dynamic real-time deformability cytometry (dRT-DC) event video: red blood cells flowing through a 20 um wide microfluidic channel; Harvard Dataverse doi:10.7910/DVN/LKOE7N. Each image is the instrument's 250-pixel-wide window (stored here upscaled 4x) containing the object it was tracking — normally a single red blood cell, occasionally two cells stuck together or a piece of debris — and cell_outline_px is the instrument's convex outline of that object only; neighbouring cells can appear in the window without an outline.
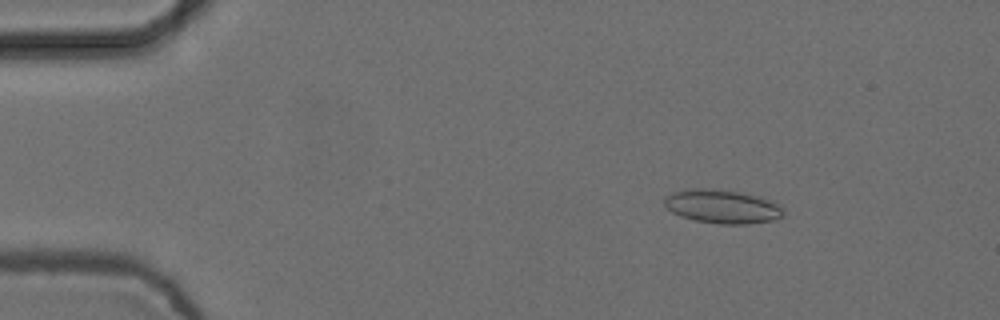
{"species": "common noctule bat (a hibernating species)", "species_latin": "Nyctalus noctula", "temperature_condition": "cold", "stored_images_in_passage": 4, "camera_frame_rate_fps": 3000, "um_per_image_px": 0.085, "animal": {"sex": "female", "body_mass_g": 24.6, "forearm_length_mm": 56.2}, "frame": {"image": 1, "passage_image": 3, "time_ms": 0.667, "image_size_px": [1000, 320], "cell_outline_px": [[784, 216], [776, 220], [748, 224], [720, 224], [696, 220], [680, 216], [672, 212], [664, 204], [664, 196], [672, 192], [684, 188], [712, 188], [744, 192], [760, 196], [772, 200], [780, 204], [784, 208]], "centroid_in_image_um": [61.43, 17.53], "position_along_channel_um": 23.6, "area_um2": 24.04}}